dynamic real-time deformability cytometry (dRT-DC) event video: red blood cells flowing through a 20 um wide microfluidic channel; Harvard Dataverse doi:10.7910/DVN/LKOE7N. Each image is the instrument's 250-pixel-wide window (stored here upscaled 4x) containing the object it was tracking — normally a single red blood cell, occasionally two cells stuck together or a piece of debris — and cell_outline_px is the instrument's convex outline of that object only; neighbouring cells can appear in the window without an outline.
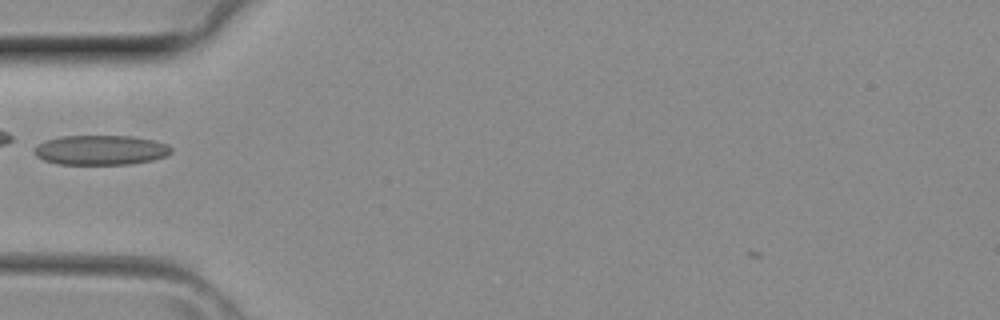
{"species": "common noctule bat (a hibernating species)", "species_latin": "Nyctalus noctula", "temperature_condition": "room temperature", "stored_images_in_passage": 2, "camera_frame_rate_fps": 3000, "um_per_image_px": 0.085, "animal": {"sex": "female", "body_mass_g": 29.2, "forearm_length_mm": 56.3}, "frame": {"image": 1, "passage_image": 2, "time_ms": 0.333, "image_size_px": [1000, 320], "cell_outline_px": [[172, 152], [164, 156], [152, 160], [132, 164], [60, 164], [44, 160], [36, 156], [36, 148], [40, 144], [48, 140], [60, 136], [132, 136], [156, 140], [168, 144], [172, 148]], "centroid_in_image_um": [8.63, 12.75], "position_along_channel_um": 76.4, "area_um2": 23.58}}